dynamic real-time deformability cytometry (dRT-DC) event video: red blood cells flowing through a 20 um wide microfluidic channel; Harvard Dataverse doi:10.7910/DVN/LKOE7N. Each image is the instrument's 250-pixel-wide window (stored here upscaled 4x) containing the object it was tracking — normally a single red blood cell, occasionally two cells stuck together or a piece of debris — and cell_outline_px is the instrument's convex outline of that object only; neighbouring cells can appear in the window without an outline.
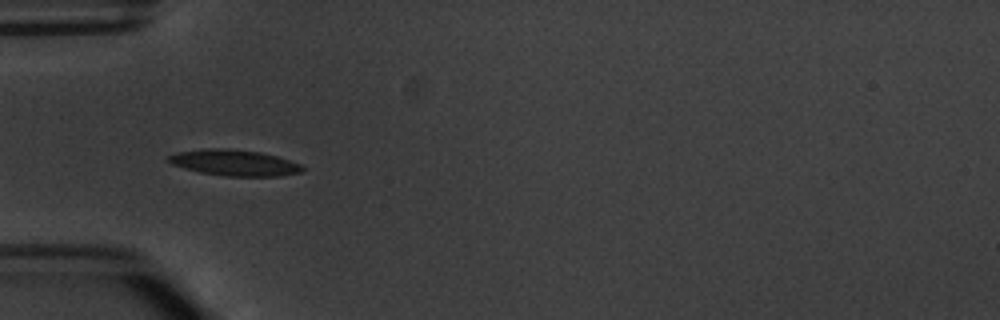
{"species": "common noctule bat (a hibernating species)", "species_latin": "Nyctalus noctula", "temperature_condition": "warm", "stored_images_in_passage": 5, "camera_frame_rate_fps": 3000, "um_per_image_px": 0.085, "animal": {"sex": "male", "body_mass_g": 20.1, "forearm_length_mm": 53.5}, "frame": {"image": 1, "passage_image": 4, "time_ms": 4.333, "image_size_px": [1000, 320], "cell_outline_px": [[304, 172], [280, 176], [224, 176], [200, 172], [184, 168], [172, 164], [164, 160], [168, 156], [180, 152], [204, 148], [228, 148], [260, 152], [276, 156], [300, 164], [304, 168]], "centroid_in_image_um": [19.91, 13.83], "position_along_channel_um": 65.1, "area_um2": 20.35}}